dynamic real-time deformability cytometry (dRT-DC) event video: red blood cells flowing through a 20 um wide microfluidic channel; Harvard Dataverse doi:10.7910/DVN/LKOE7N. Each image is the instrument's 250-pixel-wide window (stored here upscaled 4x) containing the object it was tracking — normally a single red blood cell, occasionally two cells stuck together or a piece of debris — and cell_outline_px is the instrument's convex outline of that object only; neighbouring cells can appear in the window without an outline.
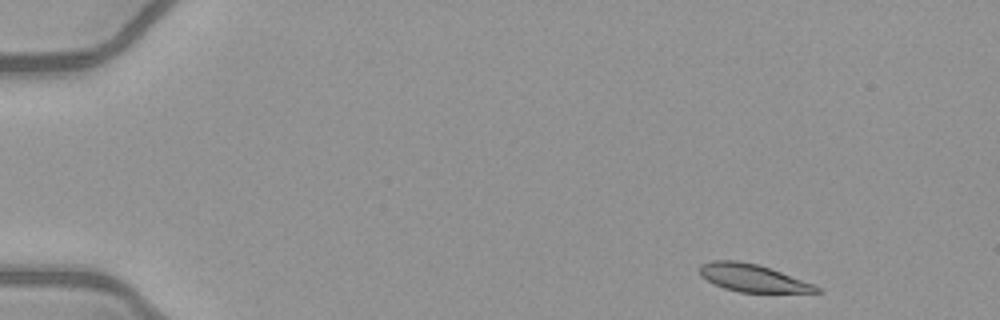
{"species": "common noctule bat (a hibernating species)", "species_latin": "Nyctalus noctula", "temperature_condition": "warm", "stored_images_in_passage": 48, "camera_frame_rate_fps": 3000, "um_per_image_px": 0.085, "animal": {"sex": "female", "body_mass_g": 21.9}, "frame": {"image": 1, "passage_image": 2, "time_ms": 0.333, "image_size_px": [1000, 320], "cell_outline_px": [[824, 292], [740, 292], [724, 288], [712, 284], [700, 276], [700, 264], [712, 260], [736, 260], [756, 264], [816, 284]], "centroid_in_image_um": [63.95, 23.63], "position_along_channel_um": 21.0, "area_um2": 18.73}}
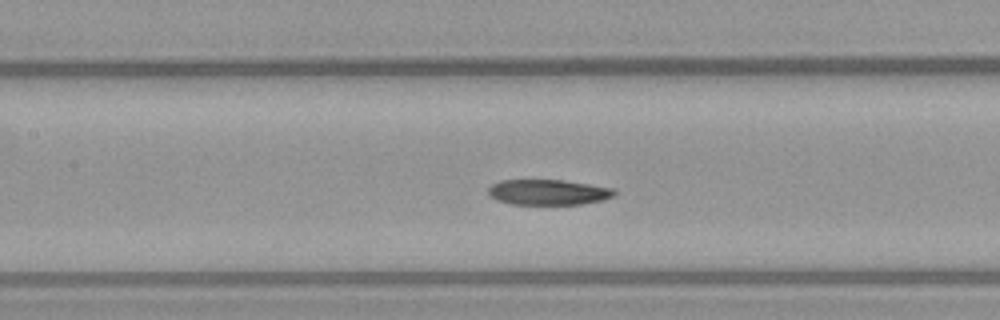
{"frame": {"image": 2, "passage_image": 21, "time_ms": 6.667, "image_size_px": [1000, 320], "cell_outline_px": [[616, 196], [600, 200], [580, 204], [512, 204], [496, 200], [488, 196], [488, 188], [492, 184], [500, 180], [564, 180], [612, 188], [616, 192]], "centroid_in_image_um": [46.55, 16.33], "position_along_channel_um": 160.8, "area_um2": 18.67}}
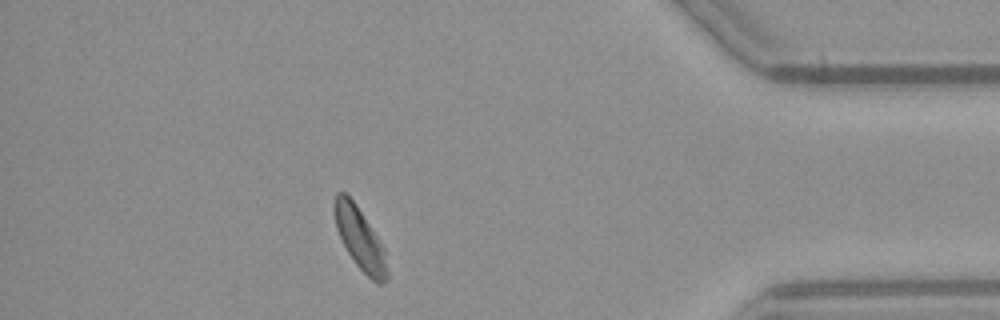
{"frame": {"image": 3, "passage_image": 42, "time_ms": 13.667, "image_size_px": [1000, 320], "cell_outline_px": [[388, 280], [380, 284], [376, 284], [356, 264], [348, 252], [336, 228], [332, 208], [336, 192], [344, 192], [356, 204], [384, 248], [388, 272]], "centroid_in_image_um": [30.58, 20.29], "position_along_channel_um": 404.6, "area_um2": 18.84}, "authors_computed_cell_mechanics": {"area_um2": 19.7676, "velocity_mm_per_s": 4.0342, "shape_relaxation_time_tau1_ms": 9.5861, "shape_relaxation_time_tau2_ms": 5.131, "deformation_change_tau1": 0.1997, "deformation_change_tau2": 0.1091}}